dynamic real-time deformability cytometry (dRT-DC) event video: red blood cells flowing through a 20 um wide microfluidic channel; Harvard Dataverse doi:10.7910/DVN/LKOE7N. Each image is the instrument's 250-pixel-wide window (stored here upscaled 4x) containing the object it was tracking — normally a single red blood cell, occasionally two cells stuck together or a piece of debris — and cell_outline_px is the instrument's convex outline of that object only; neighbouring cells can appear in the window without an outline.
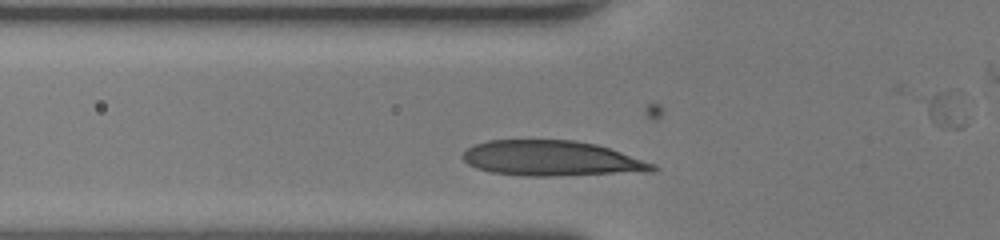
{"species": "human", "species_latin": "Homo sapiens", "temperature_condition": "room temperature", "stored_images_in_passage": 27, "camera_frame_rate_fps": 3000, "um_per_image_px": 0.085, "donor": {"sex": "female"}, "frame": {"image": 1, "passage_image": 4, "time_ms": 1.0, "image_size_px": [1000, 240], "cell_outline_px": [[660, 168], [652, 172], [560, 176], [524, 176], [492, 172], [476, 168], [468, 164], [460, 156], [468, 148], [476, 144], [488, 140], [576, 140], [596, 144], [656, 164]], "centroid_in_image_um": [46.93, 13.48], "position_along_channel_um": 78.9, "area_um2": 39.36}}
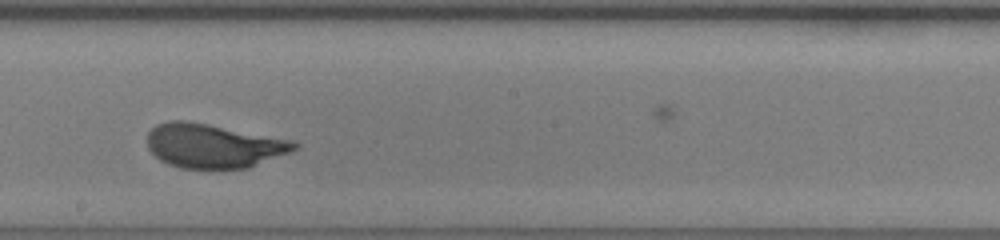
{"frame": {"image": 2, "passage_image": 15, "time_ms": 4.667, "image_size_px": [1000, 240], "cell_outline_px": [[300, 144], [292, 152], [248, 168], [180, 168], [168, 164], [160, 160], [148, 148], [148, 132], [156, 124], [168, 120], [184, 120], [208, 124], [296, 140]], "centroid_in_image_um": [18.18, 12.39], "position_along_channel_um": 230.0, "area_um2": 38.03}}
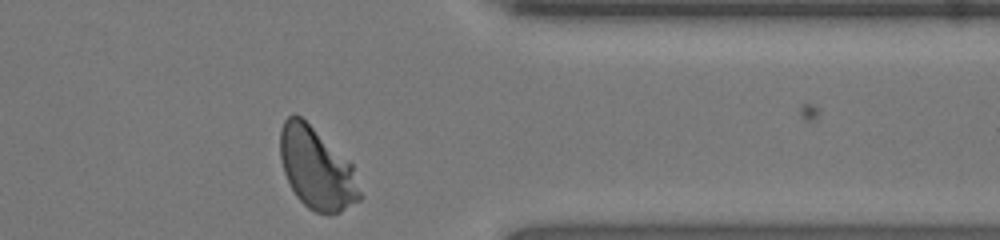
{"frame": {"image": 3, "passage_image": 27, "time_ms": 8.667, "image_size_px": [1000, 240], "cell_outline_px": [[364, 196], [360, 200], [340, 212], [316, 212], [308, 208], [296, 196], [284, 172], [280, 156], [280, 128], [284, 120], [288, 116], [300, 116], [352, 164]], "centroid_in_image_um": [26.93, 14.34], "position_along_channel_um": 384.5, "area_um2": 37.34}, "authors_computed_cell_mechanics": {"area_um2": 37.859, "velocity_mm_per_s": 4.1013, "shape_relaxation_time_tau1_ms": 3.105, "shape_relaxation_time_tau2_ms": null, "deformation_change_tau1": 0.1804, "deformation_change_tau2": null}}